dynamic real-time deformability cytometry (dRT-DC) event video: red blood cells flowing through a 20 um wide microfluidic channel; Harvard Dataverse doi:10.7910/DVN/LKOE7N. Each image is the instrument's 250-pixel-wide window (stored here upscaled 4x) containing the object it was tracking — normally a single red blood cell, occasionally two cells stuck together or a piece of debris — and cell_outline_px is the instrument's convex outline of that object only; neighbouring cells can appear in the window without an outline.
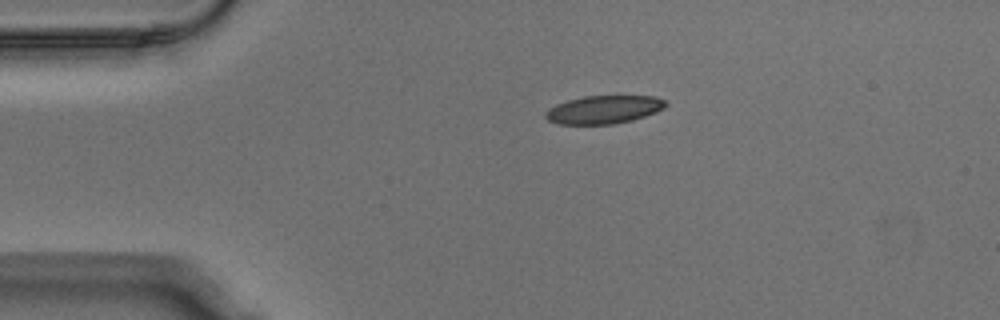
{"species": "Egyptian fruit bat (a non-hibernating species)", "species_latin": "Rousettus aegyptiacus", "temperature_condition": "warm", "stored_images_in_passage": 6, "camera_frame_rate_fps": 3000, "um_per_image_px": 0.085, "animal": {"sex": "male"}, "frame": {"image": 1, "passage_image": 6, "time_ms": 1.667, "image_size_px": [1000, 320], "cell_outline_px": [[668, 104], [664, 108], [656, 112], [632, 120], [612, 124], [556, 124], [548, 120], [544, 116], [544, 112], [548, 108], [556, 104], [568, 100], [584, 96], [656, 96], [668, 100]], "centroid_in_image_um": [51.33, 9.31], "position_along_channel_um": 33.7, "area_um2": 19.88}}